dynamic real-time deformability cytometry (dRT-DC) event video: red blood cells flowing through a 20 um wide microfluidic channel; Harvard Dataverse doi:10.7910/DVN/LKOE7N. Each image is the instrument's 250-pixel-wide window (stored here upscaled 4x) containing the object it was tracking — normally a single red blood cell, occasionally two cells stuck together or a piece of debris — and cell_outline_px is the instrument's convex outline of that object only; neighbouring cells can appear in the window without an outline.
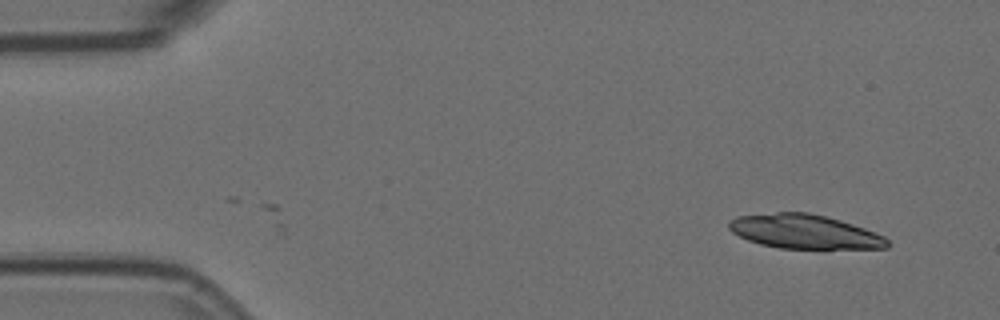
{"species": "Egyptian fruit bat (a non-hibernating species)", "species_latin": "Rousettus aegyptiacus", "temperature_condition": "room temperature", "stored_images_in_passage": 52, "camera_frame_rate_fps": 3000, "um_per_image_px": 0.085, "animal": {"sex": "female"}, "frame": {"image": 1, "passage_image": 1, "time_ms": 0.0, "image_size_px": [1000, 320], "cell_outline_px": [[888, 248], [780, 248], [760, 244], [748, 240], [732, 232], [728, 228], [728, 220], [736, 216], [776, 212], [808, 212], [840, 220], [864, 228], [884, 236], [888, 240]], "centroid_in_image_um": [68.33, 19.68], "position_along_channel_um": 16.7, "area_um2": 31.33}}